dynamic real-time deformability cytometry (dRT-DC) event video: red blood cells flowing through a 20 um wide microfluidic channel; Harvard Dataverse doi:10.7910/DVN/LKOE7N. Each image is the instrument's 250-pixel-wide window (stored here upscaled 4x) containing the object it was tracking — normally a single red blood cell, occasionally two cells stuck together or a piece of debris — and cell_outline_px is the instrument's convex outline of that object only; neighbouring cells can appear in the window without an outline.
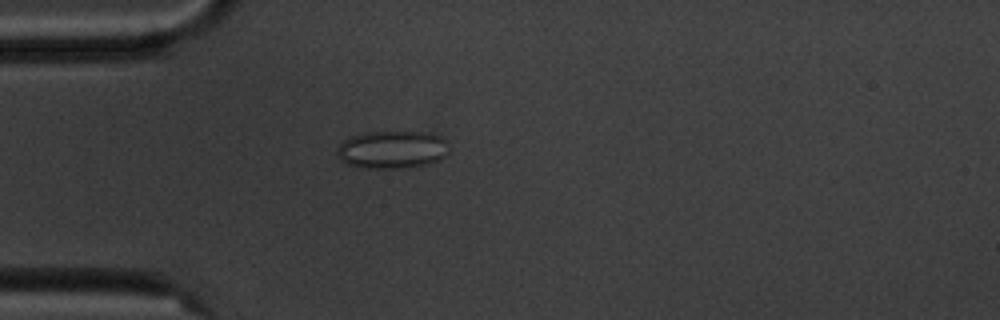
{"species": "common noctule bat (a hibernating species)", "species_latin": "Nyctalus noctula", "temperature_condition": "cold", "stored_images_in_passage": 5, "camera_frame_rate_fps": 3000, "um_per_image_px": 0.085, "animal": {"sex": "male", "body_mass_g": 20.1, "forearm_length_mm": 53.5}, "frame": {"image": 1, "passage_image": 5, "time_ms": 4.333, "image_size_px": [1000, 320], "cell_outline_px": [[448, 152], [440, 160], [428, 164], [408, 168], [364, 168], [348, 164], [340, 160], [336, 152], [336, 148], [344, 140], [352, 136], [364, 132], [432, 132], [440, 136], [444, 140]], "centroid_in_image_um": [33.32, 12.72], "position_along_channel_um": 51.7, "area_um2": 24.8}}